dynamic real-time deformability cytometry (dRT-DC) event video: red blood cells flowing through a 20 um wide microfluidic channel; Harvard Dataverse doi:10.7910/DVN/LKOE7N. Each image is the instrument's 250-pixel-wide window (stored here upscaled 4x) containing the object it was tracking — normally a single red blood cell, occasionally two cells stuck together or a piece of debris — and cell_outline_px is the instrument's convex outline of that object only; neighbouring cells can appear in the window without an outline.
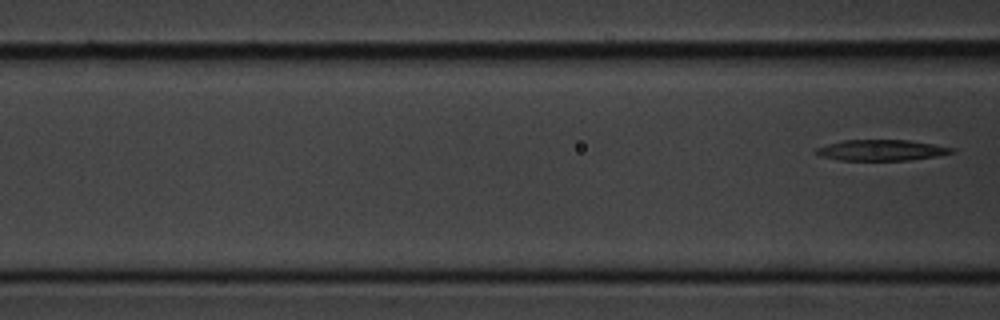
{"species": "common noctule bat (a hibernating species)", "species_latin": "Nyctalus noctula", "temperature_condition": "cold", "stored_images_in_passage": 7, "camera_frame_rate_fps": 3000, "um_per_image_px": 0.085, "animal": {"sex": "male", "body_mass_g": 20.1, "forearm_length_mm": 53.5}, "frame": {"image": 1, "passage_image": 7, "time_ms": 8.0, "image_size_px": [1000, 320], "cell_outline_px": [[956, 148], [952, 152], [936, 156], [908, 160], [840, 160], [820, 156], [816, 152], [816, 148], [828, 144], [844, 140], [908, 140]], "centroid_in_image_um": [74.91, 12.76], "position_along_channel_um": 91.7, "area_um2": 16.24}}